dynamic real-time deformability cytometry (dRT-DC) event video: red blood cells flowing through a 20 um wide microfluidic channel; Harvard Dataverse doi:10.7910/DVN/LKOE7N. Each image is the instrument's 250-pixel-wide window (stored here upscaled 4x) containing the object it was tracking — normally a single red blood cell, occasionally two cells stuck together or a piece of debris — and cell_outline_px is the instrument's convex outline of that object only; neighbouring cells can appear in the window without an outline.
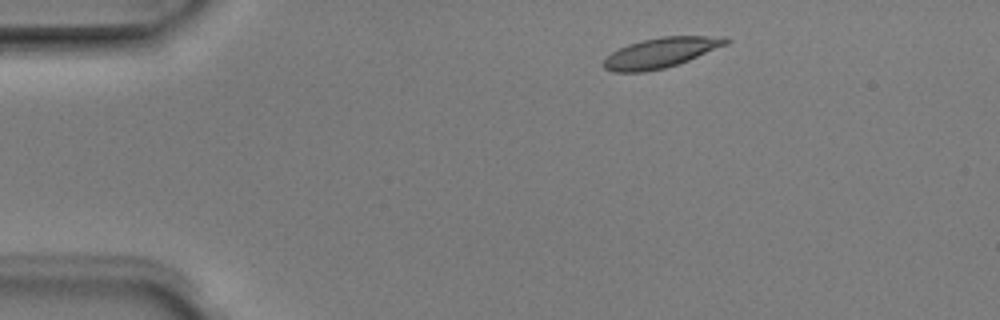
{"species": "Egyptian fruit bat (a non-hibernating species)", "species_latin": "Rousettus aegyptiacus", "temperature_condition": "room temperature", "stored_images_in_passage": 4, "camera_frame_rate_fps": 3000, "um_per_image_px": 0.085, "animal": {"sex": "male"}, "frame": {"image": 1, "passage_image": 1, "time_ms": 0.0, "image_size_px": [1000, 320], "cell_outline_px": [[732, 40], [728, 44], [688, 60], [664, 68], [644, 72], [612, 72], [604, 68], [604, 60], [612, 52], [628, 44], [660, 36], [728, 36]], "centroid_in_image_um": [56.21, 4.47], "position_along_channel_um": 28.8, "area_um2": 21.33}}
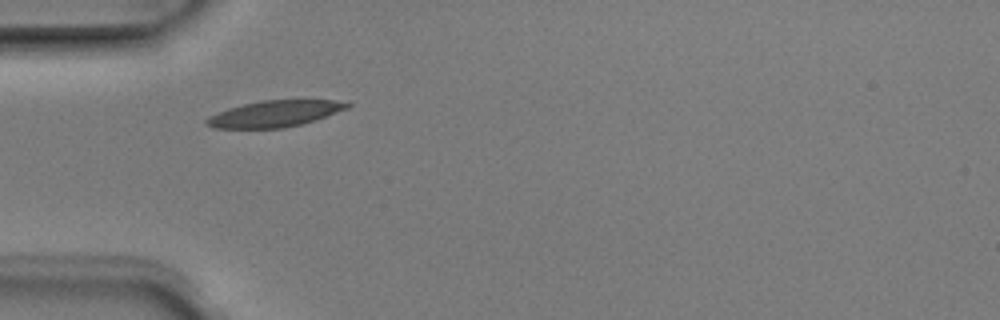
{"frame": {"image": 2, "passage_image": 3, "time_ms": 0.667, "image_size_px": [1000, 320], "cell_outline_px": [[352, 104], [348, 108], [300, 124], [284, 128], [212, 128], [204, 124], [204, 120], [208, 116], [228, 108], [244, 104], [264, 100], [332, 100]], "centroid_in_image_um": [23.26, 9.67], "position_along_channel_um": 61.7, "area_um2": 21.27}}
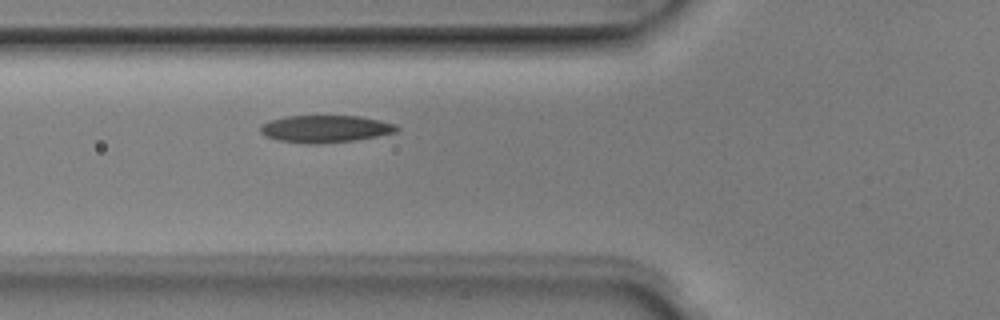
{"frame": {"image": 3, "passage_image": 4, "time_ms": 1.0, "image_size_px": [1000, 320], "cell_outline_px": [[400, 128], [396, 132], [376, 136], [352, 140], [316, 144], [308, 144], [280, 140], [264, 136], [260, 132], [260, 124], [284, 116], [360, 116], [380, 120], [396, 124]], "centroid_in_image_um": [27.64, 10.94], "position_along_channel_um": 98.2, "area_um2": 21.56}}